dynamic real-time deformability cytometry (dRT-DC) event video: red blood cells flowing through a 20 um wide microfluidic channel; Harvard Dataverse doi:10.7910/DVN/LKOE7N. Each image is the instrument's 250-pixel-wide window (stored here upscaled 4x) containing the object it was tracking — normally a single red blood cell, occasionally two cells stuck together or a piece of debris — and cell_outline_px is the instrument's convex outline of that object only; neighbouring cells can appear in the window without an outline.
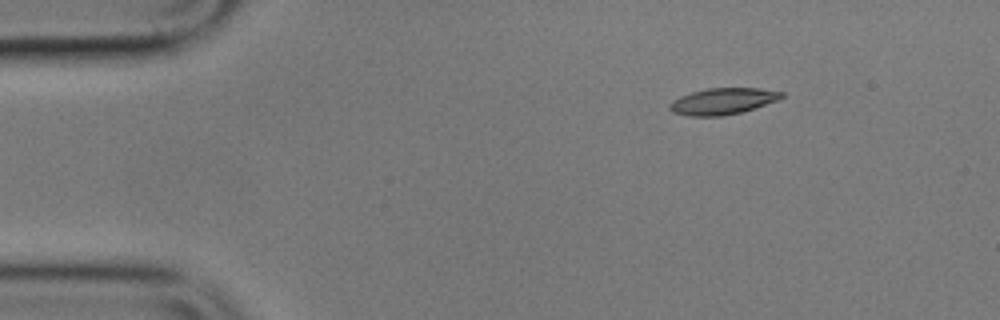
{"species": "common noctule bat (a hibernating species)", "species_latin": "Nyctalus noctula", "temperature_condition": "cold", "stored_images_in_passage": 2, "camera_frame_rate_fps": 3000, "um_per_image_px": 0.085, "animal": {"sex": "male", "body_mass_g": 17.9}, "frame": {"image": 1, "passage_image": 1, "time_ms": 0.0, "image_size_px": [1000, 320], "cell_outline_px": [[784, 96], [776, 100], [740, 112], [720, 116], [688, 116], [672, 112], [668, 108], [668, 104], [672, 100], [680, 96], [692, 92], [708, 88], [760, 88], [784, 92]], "centroid_in_image_um": [61.37, 8.6], "position_along_channel_um": 23.6, "area_um2": 17.05}}